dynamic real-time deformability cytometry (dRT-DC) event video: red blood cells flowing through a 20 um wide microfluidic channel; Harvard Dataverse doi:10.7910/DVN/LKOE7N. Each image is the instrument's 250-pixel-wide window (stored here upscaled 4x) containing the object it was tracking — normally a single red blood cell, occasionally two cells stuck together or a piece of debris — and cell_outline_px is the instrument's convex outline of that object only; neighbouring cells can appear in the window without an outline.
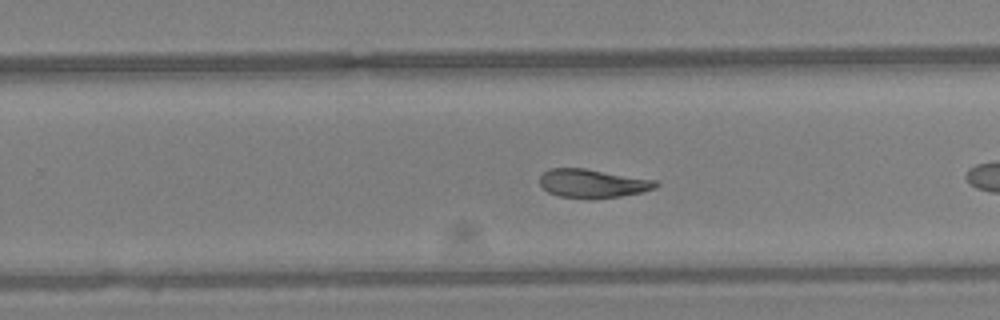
{"species": "Egyptian fruit bat (a non-hibernating species)", "species_latin": "Rousettus aegyptiacus", "temperature_condition": "warm", "stored_images_in_passage": 34, "camera_frame_rate_fps": 3000, "um_per_image_px": 0.085, "animal": {"sex": "female"}, "frame": {"image": 1, "passage_image": 16, "time_ms": 5.0, "image_size_px": [1000, 320], "cell_outline_px": [[660, 184], [656, 188], [644, 192], [620, 196], [588, 200], [560, 196], [548, 192], [540, 184], [540, 176], [548, 168], [584, 168], [656, 180]], "centroid_in_image_um": [50.39, 15.6], "position_along_channel_um": 279.4, "area_um2": 19.59}}
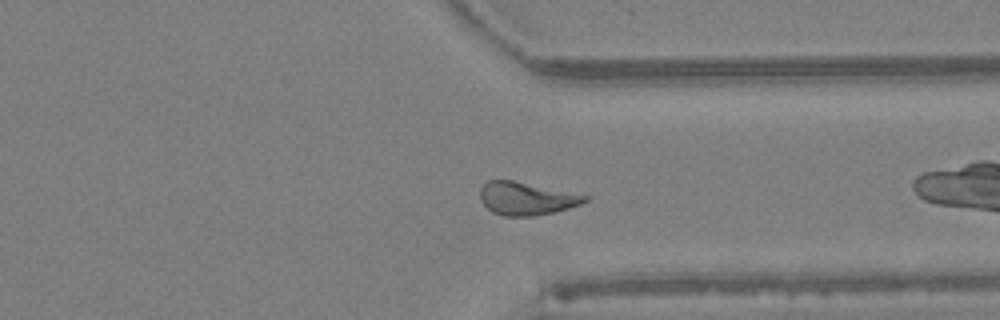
{"frame": {"image": 2, "passage_image": 22, "time_ms": 7.0, "image_size_px": [1000, 320], "cell_outline_px": [[588, 200], [580, 204], [568, 208], [552, 212], [532, 216], [504, 216], [492, 212], [480, 200], [480, 188], [488, 180], [512, 180], [588, 196]], "centroid_in_image_um": [44.69, 16.87], "position_along_channel_um": 366.7, "area_um2": 19.77}, "authors_computed_cell_mechanics": {"area_um2": 20.6635, "velocity_mm_per_s": 4.3344, "shape_relaxation_time_tau1_ms": 8.0912, "shape_relaxation_time_tau2_ms": null, "deformation_change_tau1": 0.1573, "deformation_change_tau2": null}}